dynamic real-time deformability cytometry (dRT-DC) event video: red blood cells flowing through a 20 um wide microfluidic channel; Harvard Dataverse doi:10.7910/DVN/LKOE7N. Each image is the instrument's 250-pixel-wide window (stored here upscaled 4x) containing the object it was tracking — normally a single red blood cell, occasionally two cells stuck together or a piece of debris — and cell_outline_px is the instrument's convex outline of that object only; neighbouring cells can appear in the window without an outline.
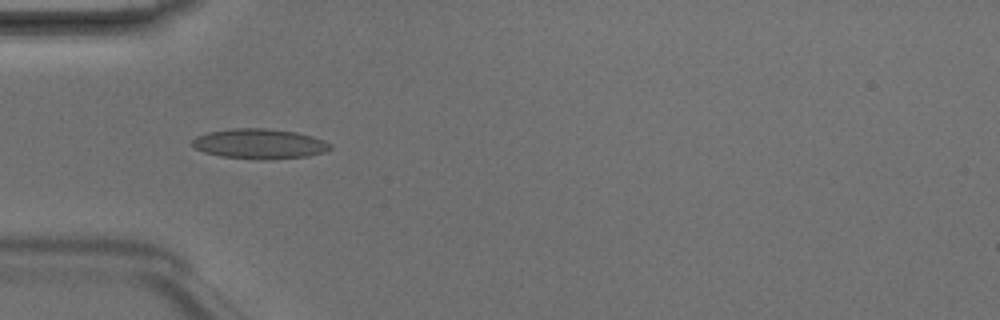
{"species": "Egyptian fruit bat (a non-hibernating species)", "species_latin": "Rousettus aegyptiacus", "temperature_condition": "room temperature", "stored_images_in_passage": 4, "camera_frame_rate_fps": 3000, "um_per_image_px": 0.085, "animal": {"sex": "male"}, "frame": {"image": 1, "passage_image": 4, "time_ms": 1.0, "image_size_px": [1000, 320], "cell_outline_px": [[332, 148], [324, 152], [308, 156], [264, 160], [220, 156], [204, 152], [196, 148], [192, 144], [192, 140], [196, 136], [208, 132], [232, 128], [264, 128], [296, 132], [312, 136], [324, 140], [332, 144]], "centroid_in_image_um": [22.07, 12.22], "position_along_channel_um": 62.9, "area_um2": 24.16}}